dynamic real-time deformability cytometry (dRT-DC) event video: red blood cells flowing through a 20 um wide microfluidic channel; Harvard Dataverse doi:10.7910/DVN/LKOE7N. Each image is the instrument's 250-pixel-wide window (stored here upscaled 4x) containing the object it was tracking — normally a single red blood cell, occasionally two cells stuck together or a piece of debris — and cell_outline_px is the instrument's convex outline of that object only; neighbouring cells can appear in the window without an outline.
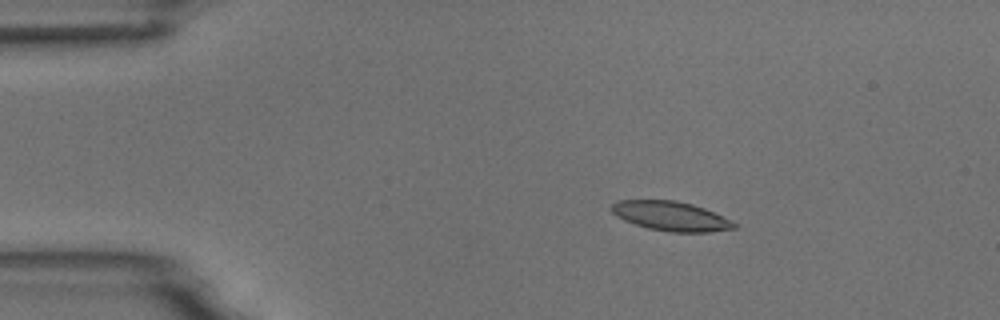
{"species": "common noctule bat (a hibernating species)", "species_latin": "Nyctalus noctula", "temperature_condition": "room temperature", "stored_images_in_passage": 5, "camera_frame_rate_fps": 3000, "um_per_image_px": 0.085, "animal": {"sex": "male", "body_mass_g": 18.8}, "frame": {"image": 1, "passage_image": 3, "time_ms": 2.667, "image_size_px": [1000, 320], "cell_outline_px": [[736, 228], [708, 232], [668, 232], [648, 228], [624, 220], [616, 216], [612, 212], [612, 204], [616, 200], [676, 200], [692, 204], [704, 208], [736, 224]], "centroid_in_image_um": [56.97, 18.36], "position_along_channel_um": 28.0, "area_um2": 20.75}}